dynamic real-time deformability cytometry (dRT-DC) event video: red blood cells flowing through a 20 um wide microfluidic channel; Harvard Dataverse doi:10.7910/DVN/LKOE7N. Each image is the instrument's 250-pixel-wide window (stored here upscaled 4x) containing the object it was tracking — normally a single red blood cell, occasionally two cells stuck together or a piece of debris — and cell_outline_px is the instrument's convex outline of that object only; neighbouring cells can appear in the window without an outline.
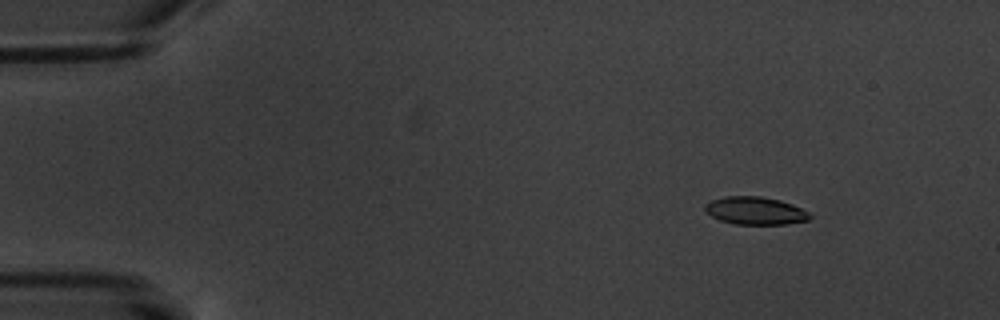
{"species": "common noctule bat (a hibernating species)", "species_latin": "Nyctalus noctula", "temperature_condition": "warm", "stored_images_in_passage": 17, "camera_frame_rate_fps": 3000, "um_per_image_px": 0.085, "animal": {"sex": "male", "body_mass_g": 20.1, "forearm_length_mm": 53.5}, "frame": {"image": 1, "passage_image": 3, "time_ms": 2.333, "image_size_px": [1000, 320], "cell_outline_px": [[812, 216], [808, 220], [784, 224], [736, 224], [720, 220], [712, 216], [704, 208], [704, 204], [712, 200], [724, 196], [760, 196], [780, 200], [792, 204], [808, 212]], "centroid_in_image_um": [64.19, 17.9], "position_along_channel_um": 20.8, "area_um2": 16.82}}
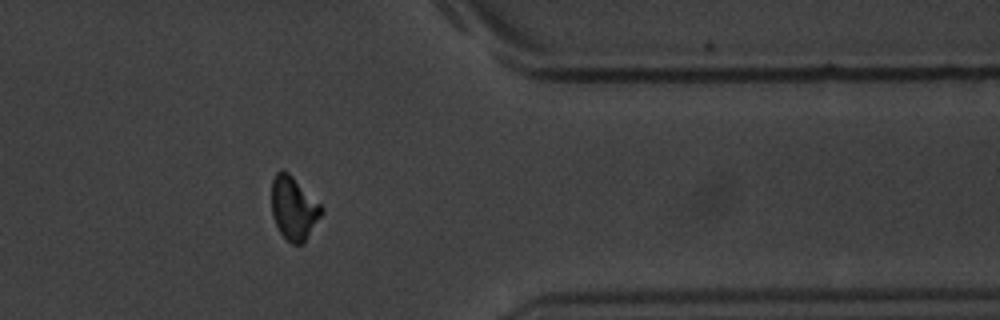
{"frame": {"image": 2, "passage_image": 14, "time_ms": 16.0, "image_size_px": [1000, 320], "cell_outline_px": [[324, 212], [304, 244], [292, 244], [280, 232], [272, 216], [272, 180], [276, 172], [280, 168], [284, 168], [324, 208]], "centroid_in_image_um": [24.97, 17.69], "position_along_channel_um": 386.4, "area_um2": 18.5}}
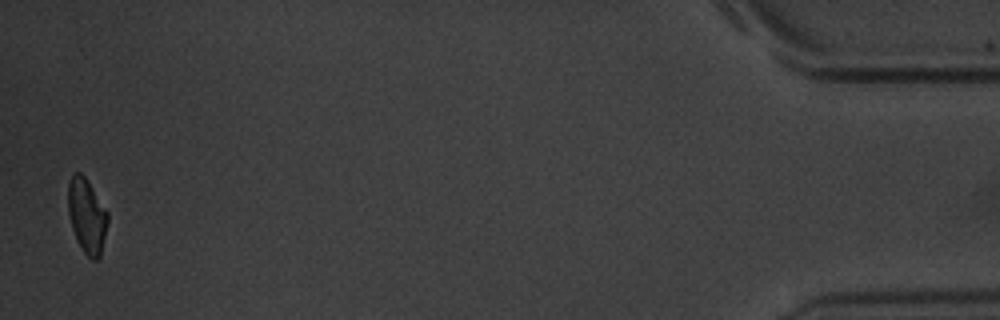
{"frame": {"image": 3, "passage_image": 17, "time_ms": 19.333, "image_size_px": [1000, 320], "cell_outline_px": [[108, 220], [100, 256], [96, 260], [92, 260], [84, 252], [76, 240], [72, 228], [68, 212], [68, 184], [72, 172], [80, 172], [88, 180], [108, 212]], "centroid_in_image_um": [7.37, 18.31], "position_along_channel_um": 427.8, "area_um2": 17.28}, "authors_computed_cell_mechanics": {"area_um2": 18.1492, "velocity_mm_per_s": 3.4441, "shape_relaxation_time_tau1_ms": 6.0872, "shape_relaxation_time_tau2_ms": 3.1535, "deformation_change_tau1": 0.166, "deformation_change_tau2": 0.0861}}